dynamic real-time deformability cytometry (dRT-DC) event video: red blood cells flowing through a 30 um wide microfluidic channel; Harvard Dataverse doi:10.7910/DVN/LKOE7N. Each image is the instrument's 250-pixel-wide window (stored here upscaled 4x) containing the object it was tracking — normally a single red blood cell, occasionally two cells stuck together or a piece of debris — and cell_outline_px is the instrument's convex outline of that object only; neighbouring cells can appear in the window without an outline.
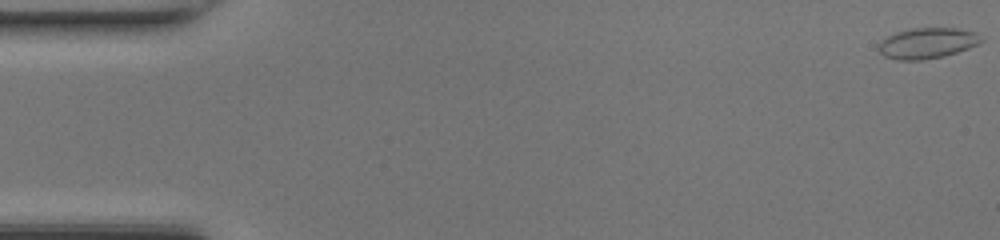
{"species": "common noctule bat (a hibernating species)", "species_latin": "Nyctalus noctula", "temperature_condition": "room temperature", "stored_images_in_passage": 48, "camera_frame_rate_fps": 3000, "um_per_image_px": 0.085, "animal": {"sex": "female", "body_mass_g": 17.0, "forearm_length_mm": 48.0}, "frame": {"image": 1, "passage_image": 1, "time_ms": 0.0, "image_size_px": [1000, 240], "cell_outline_px": [[984, 40], [968, 48], [944, 56], [924, 60], [896, 60], [884, 56], [880, 52], [880, 44], [888, 36], [896, 32], [912, 28], [956, 28], [976, 32]], "centroid_in_image_um": [78.83, 3.67], "position_along_channel_um": 6.2, "area_um2": 18.15}}
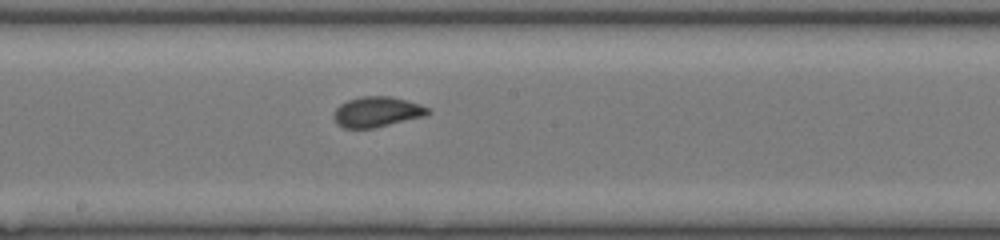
{"frame": {"image": 2, "passage_image": 26, "time_ms": 8.333, "image_size_px": [1000, 240], "cell_outline_px": [[432, 112], [424, 116], [372, 128], [344, 128], [336, 124], [332, 116], [336, 108], [340, 104], [348, 100], [360, 96], [392, 96], [420, 104], [432, 108]], "centroid_in_image_um": [32.04, 9.5], "position_along_channel_um": 216.2, "area_um2": 16.76}}
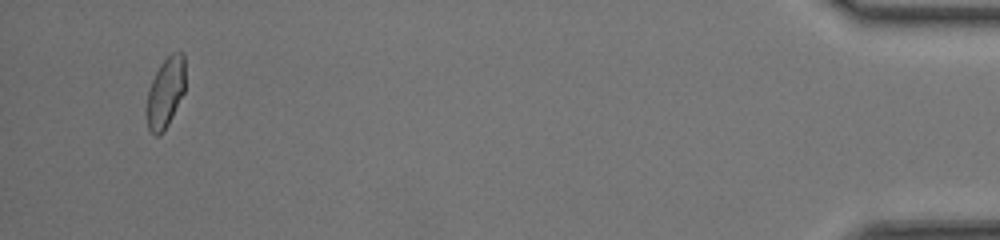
{"frame": {"image": 3, "passage_image": 46, "time_ms": 15.0, "image_size_px": [1000, 240], "cell_outline_px": [[184, 92], [164, 132], [160, 136], [156, 136], [148, 128], [148, 92], [152, 80], [160, 64], [172, 52], [184, 52]], "centroid_in_image_um": [14.08, 7.85], "position_along_channel_um": 421.1, "area_um2": 15.43}, "authors_computed_cell_mechanics": {"area_um2": 16.3863, "velocity_mm_per_s": 4.3673, "shape_relaxation_time_tau1_ms": 11.2717, "shape_relaxation_time_tau2_ms": null, "deformation_change_tau1": 0.2125, "deformation_change_tau2": null}}